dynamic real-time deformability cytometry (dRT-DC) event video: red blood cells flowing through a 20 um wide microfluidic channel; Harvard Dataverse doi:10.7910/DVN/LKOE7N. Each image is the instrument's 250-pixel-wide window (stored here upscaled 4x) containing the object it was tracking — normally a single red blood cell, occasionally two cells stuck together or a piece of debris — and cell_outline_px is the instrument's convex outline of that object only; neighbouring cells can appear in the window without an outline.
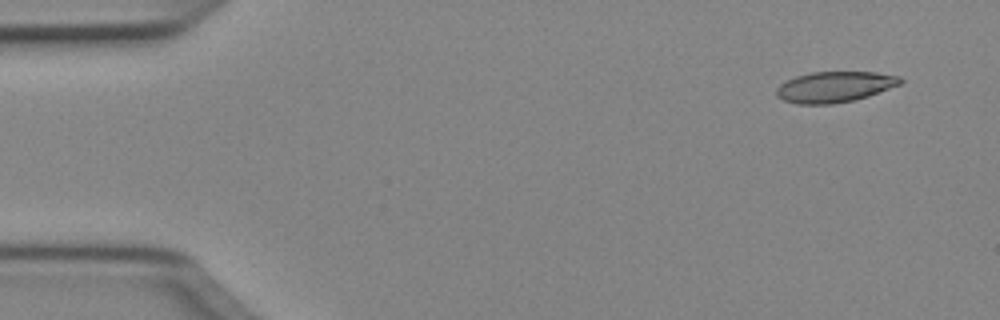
{"species": "Egyptian fruit bat (a non-hibernating species)", "species_latin": "Rousettus aegyptiacus", "temperature_condition": "cold", "stored_images_in_passage": 47, "camera_frame_rate_fps": 3000, "um_per_image_px": 0.085, "animal": {"sex": "female"}, "frame": {"image": 1, "passage_image": 1, "time_ms": 0.0, "image_size_px": [1000, 320], "cell_outline_px": [[904, 80], [900, 84], [868, 96], [852, 100], [832, 104], [796, 104], [784, 100], [776, 96], [776, 88], [780, 84], [796, 76], [812, 72], [876, 72], [900, 76]], "centroid_in_image_um": [70.94, 7.38], "position_along_channel_um": 14.1, "area_um2": 22.14}}
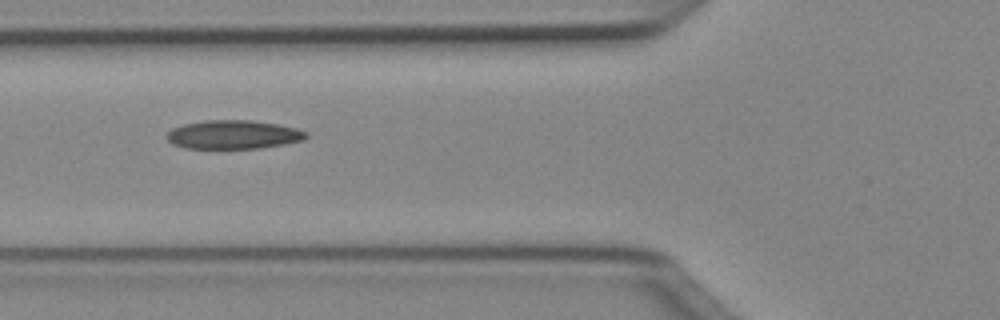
{"frame": {"image": 2, "passage_image": 16, "time_ms": 5.0, "image_size_px": [1000, 320], "cell_outline_px": [[308, 136], [304, 140], [284, 144], [260, 148], [184, 148], [172, 144], [164, 136], [172, 128], [184, 124], [204, 120], [252, 120], [276, 124], [296, 128], [308, 132]], "centroid_in_image_um": [19.82, 11.44], "position_along_channel_um": 106.0, "area_um2": 23.41}}
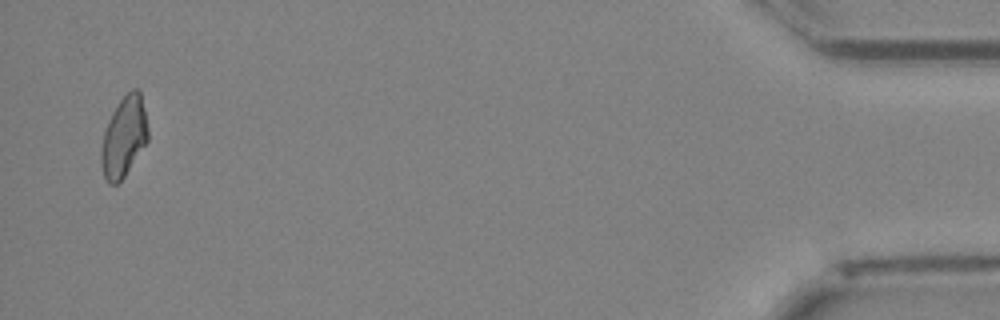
{"frame": {"image": 3, "passage_image": 46, "time_ms": 15.0, "image_size_px": [1000, 320], "cell_outline_px": [[148, 140], [124, 176], [116, 184], [108, 184], [104, 176], [100, 164], [100, 148], [104, 132], [108, 120], [112, 112], [120, 100], [132, 88], [136, 88], [140, 92], [148, 128]], "centroid_in_image_um": [10.5, 11.64], "position_along_channel_um": 424.7, "area_um2": 21.73}, "authors_computed_cell_mechanics": {"area_um2": 22.5998, "velocity_mm_per_s": 4.0463, "shape_relaxation_time_tau1_ms": null, "shape_relaxation_time_tau2_ms": 4.018, "deformation_change_tau1": null, "deformation_change_tau2": 0.0993}}